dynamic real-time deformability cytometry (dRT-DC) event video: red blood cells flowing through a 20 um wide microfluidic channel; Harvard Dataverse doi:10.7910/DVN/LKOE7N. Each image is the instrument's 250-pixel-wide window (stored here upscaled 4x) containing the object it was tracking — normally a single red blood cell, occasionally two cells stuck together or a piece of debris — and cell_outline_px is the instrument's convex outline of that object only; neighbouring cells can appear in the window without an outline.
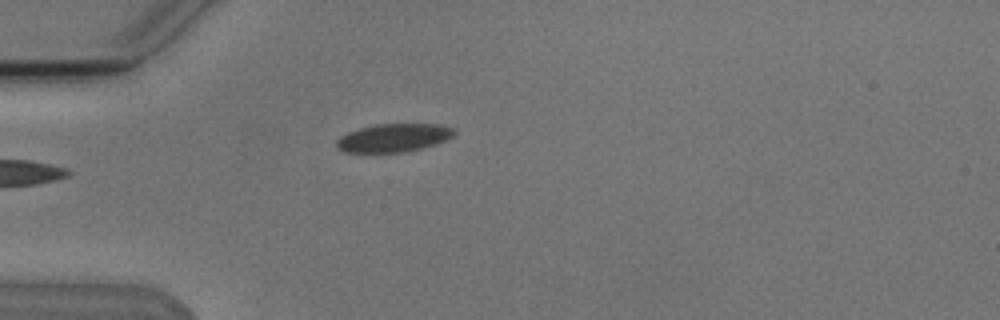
{"species": "Egyptian fruit bat (a non-hibernating species)", "species_latin": "Rousettus aegyptiacus", "temperature_condition": "cold", "stored_images_in_passage": 4, "camera_frame_rate_fps": 3000, "um_per_image_px": 0.085, "animal": {"sex": "male"}, "frame": {"image": 1, "passage_image": 2, "time_ms": 1.333, "image_size_px": [1000, 320], "cell_outline_px": [[456, 132], [452, 136], [436, 144], [408, 152], [344, 152], [336, 148], [336, 140], [340, 136], [348, 132], [360, 128], [376, 124], [440, 124], [456, 128]], "centroid_in_image_um": [33.46, 11.71], "position_along_channel_um": 51.5, "area_um2": 19.48}}